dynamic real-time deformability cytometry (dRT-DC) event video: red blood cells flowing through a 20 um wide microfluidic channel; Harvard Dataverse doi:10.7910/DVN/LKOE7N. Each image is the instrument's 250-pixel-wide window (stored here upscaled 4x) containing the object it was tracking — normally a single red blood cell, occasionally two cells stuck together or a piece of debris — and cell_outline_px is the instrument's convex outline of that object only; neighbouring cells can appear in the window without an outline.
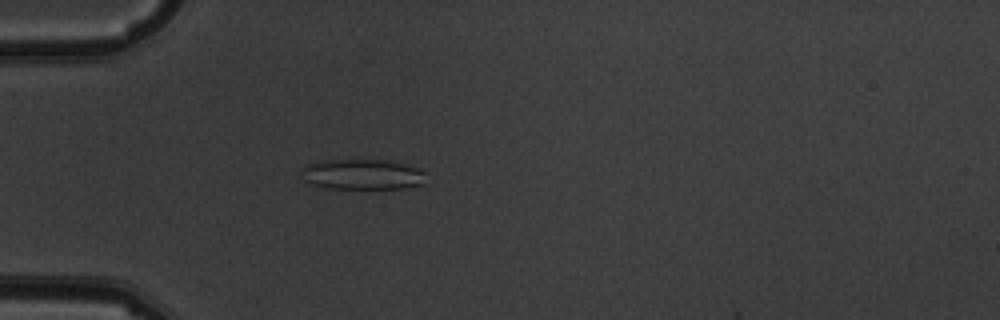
{"species": "common noctule bat (a hibernating species)", "species_latin": "Nyctalus noctula", "temperature_condition": "warm", "stored_images_in_passage": 6, "camera_frame_rate_fps": 3000, "um_per_image_px": 0.085, "animal": {"sex": "male", "body_mass_g": 19.5, "forearm_length_mm": 54.6}, "frame": {"image": 1, "passage_image": 5, "time_ms": 4.667, "image_size_px": [1000, 320], "cell_outline_px": [[424, 184], [404, 188], [328, 188], [312, 184], [304, 180], [304, 164], [320, 160], [384, 160], [404, 164], [416, 168], [424, 172]], "centroid_in_image_um": [30.79, 14.82], "position_along_channel_um": 54.2, "area_um2": 21.79}}